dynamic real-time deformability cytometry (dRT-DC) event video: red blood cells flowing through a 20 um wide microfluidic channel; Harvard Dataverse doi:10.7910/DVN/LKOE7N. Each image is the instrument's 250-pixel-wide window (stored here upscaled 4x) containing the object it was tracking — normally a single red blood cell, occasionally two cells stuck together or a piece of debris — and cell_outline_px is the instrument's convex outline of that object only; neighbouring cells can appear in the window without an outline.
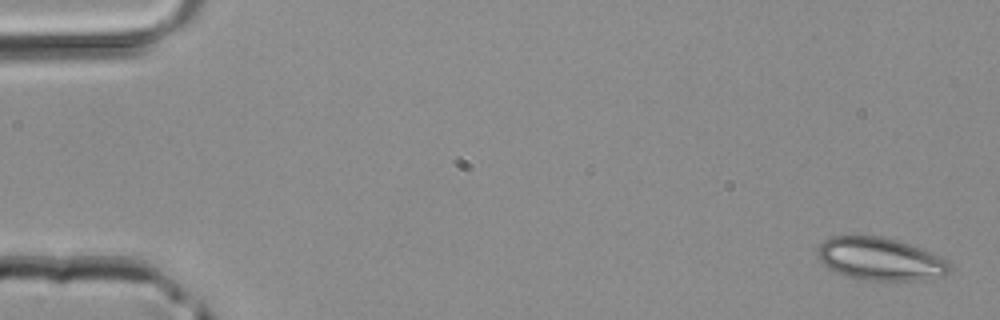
{"species": "common noctule bat (a hibernating species)", "species_latin": "Nyctalus noctula", "temperature_condition": "room temperature", "stored_images_in_passage": 5, "camera_frame_rate_fps": 3000, "um_per_image_px": 0.085, "animal": {"sex": "male", "body_mass_g": 20.4}, "frame": {"image": 1, "passage_image": 1, "time_ms": 0.0, "image_size_px": [1000, 320], "cell_outline_px": [[952, 268], [944, 276], [912, 280], [868, 280], [844, 276], [828, 268], [816, 256], [820, 244], [824, 240], [832, 236], [880, 236], [896, 240], [932, 252], [948, 260], [952, 264]], "centroid_in_image_um": [74.82, 22.01], "position_along_channel_um": 10.2, "area_um2": 32.89}}